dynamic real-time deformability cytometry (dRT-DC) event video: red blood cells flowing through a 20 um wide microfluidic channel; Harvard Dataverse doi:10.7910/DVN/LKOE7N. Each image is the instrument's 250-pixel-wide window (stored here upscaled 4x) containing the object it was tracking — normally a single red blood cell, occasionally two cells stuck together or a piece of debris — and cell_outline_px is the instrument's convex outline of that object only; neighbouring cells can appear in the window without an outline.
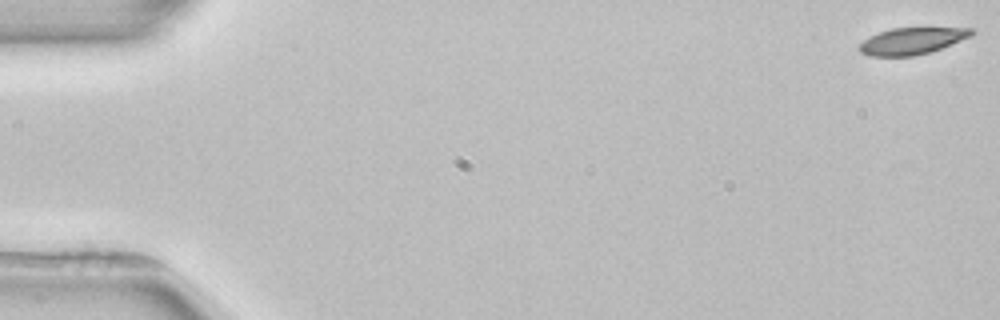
{"species": "common noctule bat (a hibernating species)", "species_latin": "Nyctalus noctula", "temperature_condition": "room temperature", "stored_images_in_passage": 5, "camera_frame_rate_fps": 3000, "um_per_image_px": 0.085, "animal": {"sex": "female", "body_mass_g": 22.7, "forearm_length_mm": 54.2}, "frame": {"image": 1, "passage_image": 1, "time_ms": 0.0, "image_size_px": [1000, 320], "cell_outline_px": [[976, 32], [972, 36], [940, 48], [928, 52], [912, 56], [868, 56], [860, 52], [860, 44], [864, 40], [880, 32], [892, 28], [976, 28]], "centroid_in_image_um": [77.55, 3.47], "position_along_channel_um": 7.4, "area_um2": 17.22}}
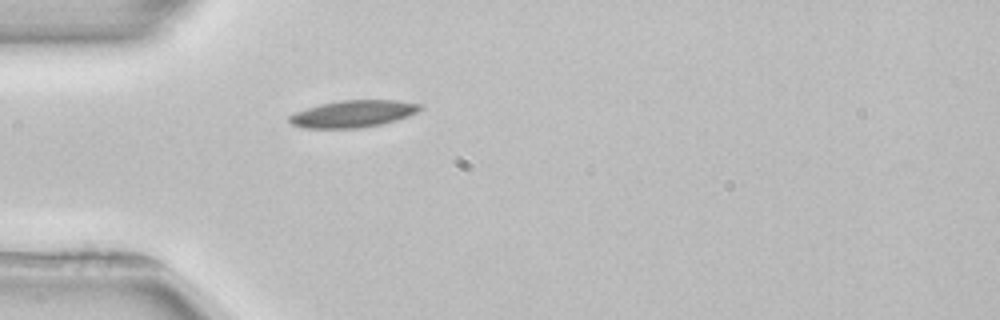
{"frame": {"image": 2, "passage_image": 5, "time_ms": 5.0, "image_size_px": [1000, 320], "cell_outline_px": [[424, 108], [408, 116], [396, 120], [380, 124], [360, 128], [304, 128], [292, 124], [288, 120], [288, 116], [296, 112], [320, 104], [340, 100], [396, 100], [420, 104]], "centroid_in_image_um": [30.01, 9.67], "position_along_channel_um": 55.0, "area_um2": 20.46}}